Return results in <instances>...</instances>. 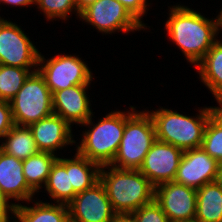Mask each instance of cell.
Listing matches in <instances>:
<instances>
[{"mask_svg":"<svg viewBox=\"0 0 222 222\" xmlns=\"http://www.w3.org/2000/svg\"><path fill=\"white\" fill-rule=\"evenodd\" d=\"M218 166L219 162L201 147L186 150L173 181L197 190L203 185L215 181Z\"/></svg>","mask_w":222,"mask_h":222,"instance_id":"13","label":"cell"},{"mask_svg":"<svg viewBox=\"0 0 222 222\" xmlns=\"http://www.w3.org/2000/svg\"><path fill=\"white\" fill-rule=\"evenodd\" d=\"M3 21H4V19H1V18H0V25H1V23H2Z\"/></svg>","mask_w":222,"mask_h":222,"instance_id":"36","label":"cell"},{"mask_svg":"<svg viewBox=\"0 0 222 222\" xmlns=\"http://www.w3.org/2000/svg\"><path fill=\"white\" fill-rule=\"evenodd\" d=\"M184 151L156 140L146 154L139 171L156 187L175 179Z\"/></svg>","mask_w":222,"mask_h":222,"instance_id":"12","label":"cell"},{"mask_svg":"<svg viewBox=\"0 0 222 222\" xmlns=\"http://www.w3.org/2000/svg\"><path fill=\"white\" fill-rule=\"evenodd\" d=\"M8 197L0 190V222H9L8 210L15 216L17 204H8Z\"/></svg>","mask_w":222,"mask_h":222,"instance_id":"30","label":"cell"},{"mask_svg":"<svg viewBox=\"0 0 222 222\" xmlns=\"http://www.w3.org/2000/svg\"><path fill=\"white\" fill-rule=\"evenodd\" d=\"M194 222H222V188L214 181L197 190Z\"/></svg>","mask_w":222,"mask_h":222,"instance_id":"18","label":"cell"},{"mask_svg":"<svg viewBox=\"0 0 222 222\" xmlns=\"http://www.w3.org/2000/svg\"><path fill=\"white\" fill-rule=\"evenodd\" d=\"M57 159L58 157L52 153L39 151L22 161L25 179L35 192L41 189L42 183L46 184L51 168Z\"/></svg>","mask_w":222,"mask_h":222,"instance_id":"22","label":"cell"},{"mask_svg":"<svg viewBox=\"0 0 222 222\" xmlns=\"http://www.w3.org/2000/svg\"><path fill=\"white\" fill-rule=\"evenodd\" d=\"M14 125L10 102L0 100V138L3 137Z\"/></svg>","mask_w":222,"mask_h":222,"instance_id":"28","label":"cell"},{"mask_svg":"<svg viewBox=\"0 0 222 222\" xmlns=\"http://www.w3.org/2000/svg\"><path fill=\"white\" fill-rule=\"evenodd\" d=\"M88 85H75L52 94L53 113L62 117L69 125L92 124L90 101L86 94Z\"/></svg>","mask_w":222,"mask_h":222,"instance_id":"14","label":"cell"},{"mask_svg":"<svg viewBox=\"0 0 222 222\" xmlns=\"http://www.w3.org/2000/svg\"><path fill=\"white\" fill-rule=\"evenodd\" d=\"M126 113V123L118 151L109 164L118 169L139 170L156 139V130L149 112ZM118 163V165H117Z\"/></svg>","mask_w":222,"mask_h":222,"instance_id":"4","label":"cell"},{"mask_svg":"<svg viewBox=\"0 0 222 222\" xmlns=\"http://www.w3.org/2000/svg\"><path fill=\"white\" fill-rule=\"evenodd\" d=\"M39 51L21 28L7 20L0 25V64L29 69L38 66Z\"/></svg>","mask_w":222,"mask_h":222,"instance_id":"9","label":"cell"},{"mask_svg":"<svg viewBox=\"0 0 222 222\" xmlns=\"http://www.w3.org/2000/svg\"><path fill=\"white\" fill-rule=\"evenodd\" d=\"M215 182L222 188V163H219Z\"/></svg>","mask_w":222,"mask_h":222,"instance_id":"34","label":"cell"},{"mask_svg":"<svg viewBox=\"0 0 222 222\" xmlns=\"http://www.w3.org/2000/svg\"><path fill=\"white\" fill-rule=\"evenodd\" d=\"M0 190L18 201H31L35 191L28 185L23 174L22 160L0 149Z\"/></svg>","mask_w":222,"mask_h":222,"instance_id":"16","label":"cell"},{"mask_svg":"<svg viewBox=\"0 0 222 222\" xmlns=\"http://www.w3.org/2000/svg\"><path fill=\"white\" fill-rule=\"evenodd\" d=\"M199 113L192 118L163 108L149 112L155 125L156 139L182 151L200 148L206 124L213 112L209 107L201 109Z\"/></svg>","mask_w":222,"mask_h":222,"instance_id":"3","label":"cell"},{"mask_svg":"<svg viewBox=\"0 0 222 222\" xmlns=\"http://www.w3.org/2000/svg\"><path fill=\"white\" fill-rule=\"evenodd\" d=\"M133 222H170L161 206L154 200L128 216Z\"/></svg>","mask_w":222,"mask_h":222,"instance_id":"27","label":"cell"},{"mask_svg":"<svg viewBox=\"0 0 222 222\" xmlns=\"http://www.w3.org/2000/svg\"><path fill=\"white\" fill-rule=\"evenodd\" d=\"M115 222H133L129 217H118Z\"/></svg>","mask_w":222,"mask_h":222,"instance_id":"35","label":"cell"},{"mask_svg":"<svg viewBox=\"0 0 222 222\" xmlns=\"http://www.w3.org/2000/svg\"><path fill=\"white\" fill-rule=\"evenodd\" d=\"M0 2L15 5V6H28L34 4L36 0H0Z\"/></svg>","mask_w":222,"mask_h":222,"instance_id":"31","label":"cell"},{"mask_svg":"<svg viewBox=\"0 0 222 222\" xmlns=\"http://www.w3.org/2000/svg\"><path fill=\"white\" fill-rule=\"evenodd\" d=\"M57 204L36 202L34 207L17 204L15 218L19 222H71L68 206L61 203Z\"/></svg>","mask_w":222,"mask_h":222,"instance_id":"20","label":"cell"},{"mask_svg":"<svg viewBox=\"0 0 222 222\" xmlns=\"http://www.w3.org/2000/svg\"><path fill=\"white\" fill-rule=\"evenodd\" d=\"M196 66L214 97L222 98V42L216 41Z\"/></svg>","mask_w":222,"mask_h":222,"instance_id":"17","label":"cell"},{"mask_svg":"<svg viewBox=\"0 0 222 222\" xmlns=\"http://www.w3.org/2000/svg\"><path fill=\"white\" fill-rule=\"evenodd\" d=\"M131 13V15L140 23L141 16L145 14L147 8L146 0H117Z\"/></svg>","mask_w":222,"mask_h":222,"instance_id":"29","label":"cell"},{"mask_svg":"<svg viewBox=\"0 0 222 222\" xmlns=\"http://www.w3.org/2000/svg\"><path fill=\"white\" fill-rule=\"evenodd\" d=\"M37 148L41 152L54 154L57 148L75 143L71 126L59 115L52 114L29 125Z\"/></svg>","mask_w":222,"mask_h":222,"instance_id":"15","label":"cell"},{"mask_svg":"<svg viewBox=\"0 0 222 222\" xmlns=\"http://www.w3.org/2000/svg\"><path fill=\"white\" fill-rule=\"evenodd\" d=\"M35 4H38V8L42 9L48 19H56L57 17L63 20L67 19L73 9L80 15L75 0H36Z\"/></svg>","mask_w":222,"mask_h":222,"instance_id":"26","label":"cell"},{"mask_svg":"<svg viewBox=\"0 0 222 222\" xmlns=\"http://www.w3.org/2000/svg\"><path fill=\"white\" fill-rule=\"evenodd\" d=\"M170 9L166 30L188 62L197 65L217 41L215 36L222 27L221 12L217 19L209 20L185 6L178 5Z\"/></svg>","mask_w":222,"mask_h":222,"instance_id":"1","label":"cell"},{"mask_svg":"<svg viewBox=\"0 0 222 222\" xmlns=\"http://www.w3.org/2000/svg\"><path fill=\"white\" fill-rule=\"evenodd\" d=\"M217 102L219 103L220 107H211L213 115L222 122V98L217 99Z\"/></svg>","mask_w":222,"mask_h":222,"instance_id":"33","label":"cell"},{"mask_svg":"<svg viewBox=\"0 0 222 222\" xmlns=\"http://www.w3.org/2000/svg\"><path fill=\"white\" fill-rule=\"evenodd\" d=\"M9 102L15 125L29 126L53 114L52 93L38 70L28 76Z\"/></svg>","mask_w":222,"mask_h":222,"instance_id":"6","label":"cell"},{"mask_svg":"<svg viewBox=\"0 0 222 222\" xmlns=\"http://www.w3.org/2000/svg\"><path fill=\"white\" fill-rule=\"evenodd\" d=\"M45 187L58 203L68 205L74 199L77 193L70 185V159L58 158L55 161Z\"/></svg>","mask_w":222,"mask_h":222,"instance_id":"19","label":"cell"},{"mask_svg":"<svg viewBox=\"0 0 222 222\" xmlns=\"http://www.w3.org/2000/svg\"><path fill=\"white\" fill-rule=\"evenodd\" d=\"M67 206L71 222H115L118 218L100 180L77 193Z\"/></svg>","mask_w":222,"mask_h":222,"instance_id":"10","label":"cell"},{"mask_svg":"<svg viewBox=\"0 0 222 222\" xmlns=\"http://www.w3.org/2000/svg\"><path fill=\"white\" fill-rule=\"evenodd\" d=\"M3 138L6 141L0 145V149L19 160L23 161L39 152L29 126L14 125Z\"/></svg>","mask_w":222,"mask_h":222,"instance_id":"21","label":"cell"},{"mask_svg":"<svg viewBox=\"0 0 222 222\" xmlns=\"http://www.w3.org/2000/svg\"><path fill=\"white\" fill-rule=\"evenodd\" d=\"M74 157L70 159V185L76 193H80L99 181L101 166L78 152Z\"/></svg>","mask_w":222,"mask_h":222,"instance_id":"23","label":"cell"},{"mask_svg":"<svg viewBox=\"0 0 222 222\" xmlns=\"http://www.w3.org/2000/svg\"><path fill=\"white\" fill-rule=\"evenodd\" d=\"M201 148L217 162L222 163V122L213 114L206 124Z\"/></svg>","mask_w":222,"mask_h":222,"instance_id":"25","label":"cell"},{"mask_svg":"<svg viewBox=\"0 0 222 222\" xmlns=\"http://www.w3.org/2000/svg\"><path fill=\"white\" fill-rule=\"evenodd\" d=\"M29 70L0 64V100L10 101L22 88L28 76L37 71Z\"/></svg>","mask_w":222,"mask_h":222,"instance_id":"24","label":"cell"},{"mask_svg":"<svg viewBox=\"0 0 222 222\" xmlns=\"http://www.w3.org/2000/svg\"><path fill=\"white\" fill-rule=\"evenodd\" d=\"M97 0H75L79 12L84 10L90 4L95 3Z\"/></svg>","mask_w":222,"mask_h":222,"instance_id":"32","label":"cell"},{"mask_svg":"<svg viewBox=\"0 0 222 222\" xmlns=\"http://www.w3.org/2000/svg\"><path fill=\"white\" fill-rule=\"evenodd\" d=\"M125 123V112L107 114L91 130L85 131L77 152L100 166L109 165L118 151Z\"/></svg>","mask_w":222,"mask_h":222,"instance_id":"5","label":"cell"},{"mask_svg":"<svg viewBox=\"0 0 222 222\" xmlns=\"http://www.w3.org/2000/svg\"><path fill=\"white\" fill-rule=\"evenodd\" d=\"M107 167L111 168L109 172L103 170ZM99 180L104 185L112 209L118 217H128L155 200V186L139 170L103 165L100 168Z\"/></svg>","mask_w":222,"mask_h":222,"instance_id":"2","label":"cell"},{"mask_svg":"<svg viewBox=\"0 0 222 222\" xmlns=\"http://www.w3.org/2000/svg\"><path fill=\"white\" fill-rule=\"evenodd\" d=\"M155 201L170 222H194L196 216L197 191L174 181L155 187Z\"/></svg>","mask_w":222,"mask_h":222,"instance_id":"11","label":"cell"},{"mask_svg":"<svg viewBox=\"0 0 222 222\" xmlns=\"http://www.w3.org/2000/svg\"><path fill=\"white\" fill-rule=\"evenodd\" d=\"M79 16L106 34L119 29L126 33L145 27L117 0H97L82 10Z\"/></svg>","mask_w":222,"mask_h":222,"instance_id":"8","label":"cell"},{"mask_svg":"<svg viewBox=\"0 0 222 222\" xmlns=\"http://www.w3.org/2000/svg\"><path fill=\"white\" fill-rule=\"evenodd\" d=\"M45 62V58L39 54L38 65L41 66L37 70L52 94L75 85H89L92 80L88 66L77 56L56 55Z\"/></svg>","mask_w":222,"mask_h":222,"instance_id":"7","label":"cell"}]
</instances>
